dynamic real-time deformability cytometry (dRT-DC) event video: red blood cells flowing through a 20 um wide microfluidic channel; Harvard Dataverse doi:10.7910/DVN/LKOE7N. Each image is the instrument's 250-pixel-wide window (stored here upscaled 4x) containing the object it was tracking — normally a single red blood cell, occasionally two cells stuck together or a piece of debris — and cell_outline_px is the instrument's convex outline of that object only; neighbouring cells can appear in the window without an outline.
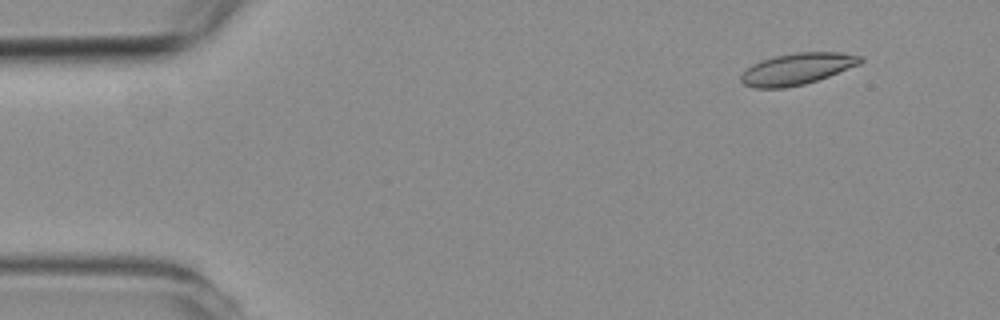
{"species": "common noctule bat (a hibernating species)", "species_latin": "Nyctalus noctula", "temperature_condition": "room temperature", "stored_images_in_passage": 3, "camera_frame_rate_fps": 3000, "um_per_image_px": 0.085, "animal": {"sex": "female", "body_mass_g": 19.3, "forearm_length_mm": 54.1}, "frame": {"image": 1, "passage_image": 1, "time_ms": 0.0, "image_size_px": [1000, 320], "cell_outline_px": [[864, 60], [860, 64], [828, 76], [804, 84], [784, 88], [756, 88], [744, 84], [740, 80], [740, 76], [752, 64], [760, 60], [776, 56], [796, 52], [840, 52], [864, 56]], "centroid_in_image_um": [67.77, 5.84], "position_along_channel_um": 17.2, "area_um2": 21.85}}
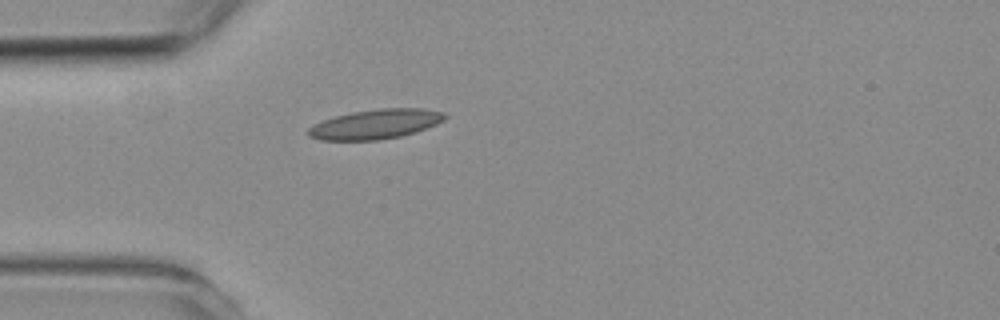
{"frame": {"image": 2, "passage_image": 3, "time_ms": 3.333, "image_size_px": [1000, 320], "cell_outline_px": [[448, 116], [444, 120], [436, 124], [416, 132], [400, 136], [380, 140], [320, 140], [308, 136], [308, 128], [324, 120], [336, 116], [352, 112], [380, 108], [420, 108], [444, 112]], "centroid_in_image_um": [31.95, 10.55], "position_along_channel_um": 53.1, "area_um2": 23.47}}